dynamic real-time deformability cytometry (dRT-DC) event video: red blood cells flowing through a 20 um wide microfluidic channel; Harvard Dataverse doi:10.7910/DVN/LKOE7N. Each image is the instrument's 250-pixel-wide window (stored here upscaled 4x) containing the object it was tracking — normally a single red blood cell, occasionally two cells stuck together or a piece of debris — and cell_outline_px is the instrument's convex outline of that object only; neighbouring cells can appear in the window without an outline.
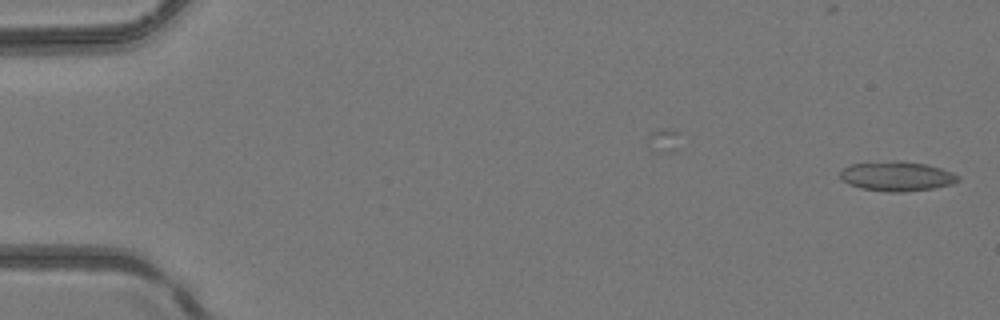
{"species": "common noctule bat (a hibernating species)", "species_latin": "Nyctalus noctula", "temperature_condition": "room temperature", "stored_images_in_passage": 44, "camera_frame_rate_fps": 3000, "um_per_image_px": 0.085, "animal": {"sex": "female", "body_mass_g": 24.6, "forearm_length_mm": 56.2}, "frame": {"image": 1, "passage_image": 1, "time_ms": 0.0, "image_size_px": [1000, 320], "cell_outline_px": [[960, 180], [952, 184], [932, 188], [900, 192], [888, 192], [860, 188], [848, 184], [840, 176], [840, 172], [844, 168], [852, 164], [896, 160], [924, 164], [940, 168], [952, 172], [960, 176]], "centroid_in_image_um": [76.24, 14.98], "position_along_channel_um": 8.8, "area_um2": 20.17}}
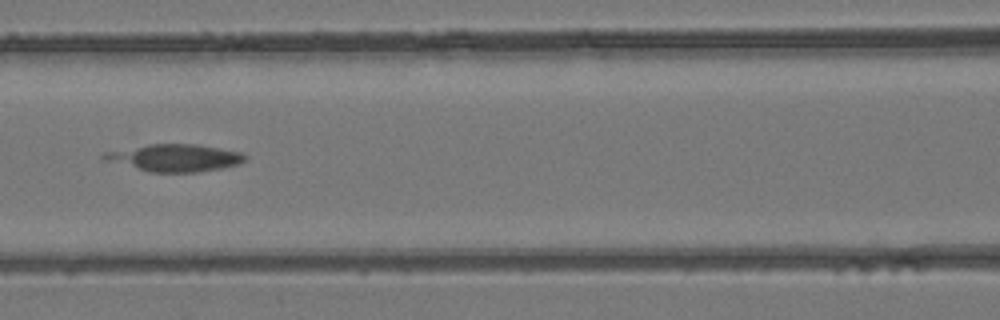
{"frame": {"image": 2, "passage_image": 23, "time_ms": 7.333, "image_size_px": [1000, 320], "cell_outline_px": [[244, 160], [240, 164], [220, 168], [196, 172], [148, 172], [104, 160], [100, 156], [104, 152], [148, 144], [196, 144], [240, 152], [244, 156]], "centroid_in_image_um": [14.79, 13.41], "position_along_channel_um": 151.8, "area_um2": 22.2}}
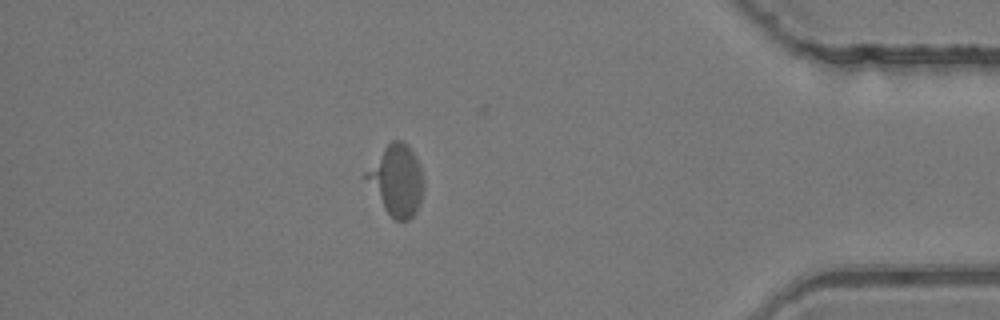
{"frame": {"image": 3, "passage_image": 44, "time_ms": 14.333, "image_size_px": [1000, 320], "cell_outline_px": [[424, 188], [416, 212], [408, 220], [396, 220], [384, 208], [360, 176], [384, 148], [392, 140], [400, 140], [408, 144], [416, 156], [424, 180]], "centroid_in_image_um": [33.67, 15.3], "position_along_channel_um": 401.5, "area_um2": 23.87}}